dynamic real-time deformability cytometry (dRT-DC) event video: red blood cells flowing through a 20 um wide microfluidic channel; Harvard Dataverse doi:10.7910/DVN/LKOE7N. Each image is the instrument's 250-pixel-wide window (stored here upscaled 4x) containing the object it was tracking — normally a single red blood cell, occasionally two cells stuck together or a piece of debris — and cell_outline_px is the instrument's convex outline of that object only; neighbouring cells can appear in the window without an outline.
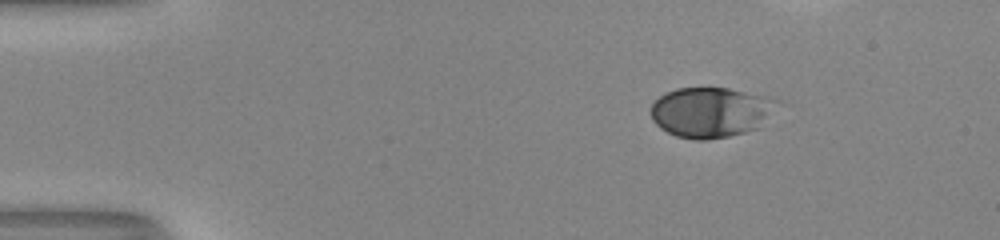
{"species": "human", "species_latin": "Homo sapiens", "temperature_condition": "room temperature", "stored_images_in_passage": 36, "camera_frame_rate_fps": 3000, "um_per_image_px": 0.085, "donor": {"sex": "male"}, "frame": {"image": 1, "passage_image": 1, "time_ms": 0.0, "image_size_px": [1000, 240], "cell_outline_px": [[780, 100], [760, 128], [728, 136], [708, 140], [696, 140], [676, 136], [660, 128], [652, 120], [652, 104], [660, 96], [676, 88], [728, 88], [764, 96]], "centroid_in_image_um": [60.41, 9.55], "position_along_channel_um": 24.6, "area_um2": 36.7}}
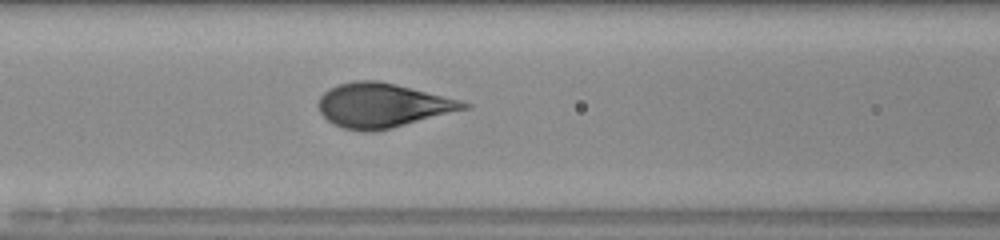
{"frame": {"image": 2, "passage_image": 16, "time_ms": 5.0, "image_size_px": [1000, 240], "cell_outline_px": [[472, 108], [392, 128], [372, 132], [368, 132], [344, 128], [332, 124], [320, 112], [320, 96], [328, 88], [340, 84], [356, 80], [376, 80], [460, 100], [472, 104]], "centroid_in_image_um": [32.54, 8.97], "position_along_channel_um": 134.1, "area_um2": 37.22}}
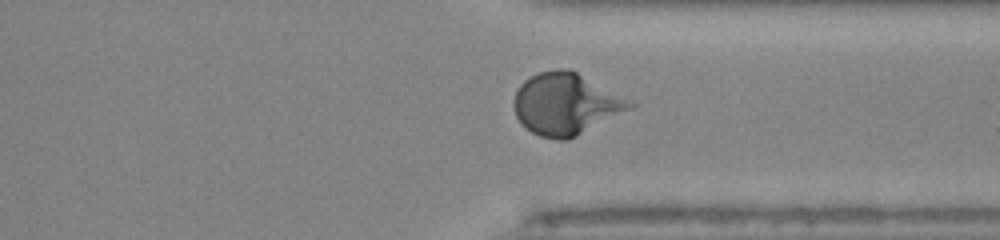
{"frame": {"image": 3, "passage_image": 33, "time_ms": 10.667, "image_size_px": [1000, 240], "cell_outline_px": [[636, 104], [632, 108], [568, 140], [556, 140], [540, 136], [532, 132], [520, 124], [516, 116], [512, 104], [512, 100], [516, 88], [524, 80], [540, 72], [556, 68], [568, 68], [576, 72]], "centroid_in_image_um": [48.01, 8.84], "position_along_channel_um": 363.4, "area_um2": 41.44}}